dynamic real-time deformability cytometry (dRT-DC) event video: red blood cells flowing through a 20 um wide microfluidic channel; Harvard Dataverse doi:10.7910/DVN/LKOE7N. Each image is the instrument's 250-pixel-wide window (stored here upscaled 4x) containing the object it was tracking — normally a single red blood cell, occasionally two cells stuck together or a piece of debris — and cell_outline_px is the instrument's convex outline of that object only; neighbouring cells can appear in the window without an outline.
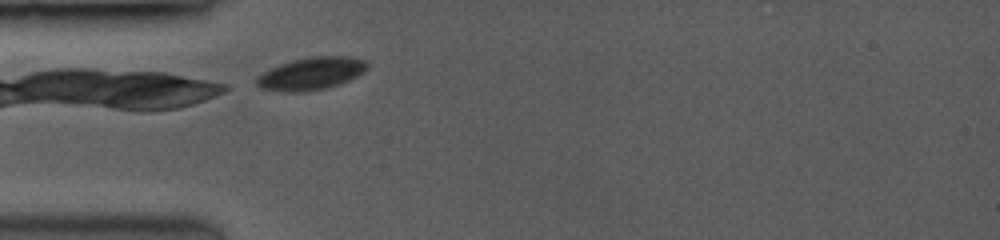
{"species": "common noctule bat (a hibernating species)", "species_latin": "Nyctalus noctula", "temperature_condition": "room temperature", "stored_images_in_passage": 19, "camera_frame_rate_fps": 3500, "um_per_image_px": 0.085, "animal": {"sex": "female", "body_mass_g": 19.0, "forearm_length_mm": 53.3}, "frame": {"image": 1, "passage_image": 1, "time_ms": 0.0, "image_size_px": [1000, 240], "cell_outline_px": [[368, 68], [364, 72], [348, 80], [324, 88], [264, 88], [256, 84], [256, 76], [280, 64], [292, 60], [308, 56], [352, 56], [364, 60], [368, 64]], "centroid_in_image_um": [26.55, 6.15], "position_along_channel_um": 58.5, "area_um2": 19.65}}
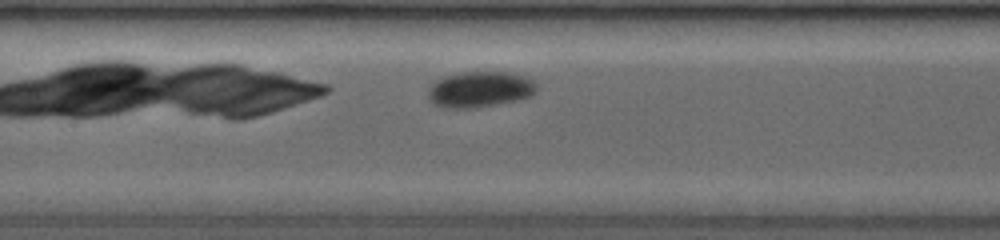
{"frame": {"image": 2, "passage_image": 16, "time_ms": 2.857, "image_size_px": [1000, 240], "cell_outline_px": [[536, 88], [528, 96], [512, 100], [464, 108], [460, 108], [436, 104], [432, 100], [428, 92], [432, 80], [444, 76], [460, 72], [508, 72], [524, 76], [532, 80], [536, 84]], "centroid_in_image_um": [40.74, 7.54], "position_along_channel_um": 166.7, "area_um2": 21.73}}